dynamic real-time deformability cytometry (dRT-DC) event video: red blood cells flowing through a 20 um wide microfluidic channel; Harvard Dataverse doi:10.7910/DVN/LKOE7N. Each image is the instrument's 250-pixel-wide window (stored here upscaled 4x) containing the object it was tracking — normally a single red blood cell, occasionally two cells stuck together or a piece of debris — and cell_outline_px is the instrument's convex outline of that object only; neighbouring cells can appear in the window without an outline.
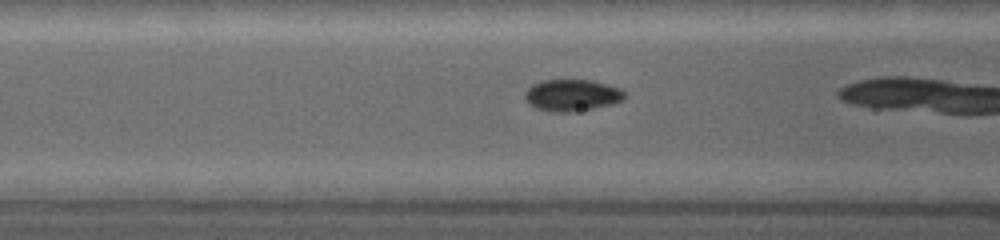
{"species": "common noctule bat (a hibernating species)", "species_latin": "Nyctalus noctula", "temperature_condition": "warm", "stored_images_in_passage": 9, "camera_frame_rate_fps": 5000, "um_per_image_px": 0.085, "animal": {"sex": "female", "body_mass_g": 19.0, "forearm_length_mm": 53.3}, "frame": {"image": 1, "passage_image": 6, "time_ms": 2.0, "image_size_px": [1000, 240], "cell_outline_px": [[624, 100], [612, 104], [572, 112], [548, 112], [536, 108], [528, 104], [524, 100], [524, 92], [532, 84], [544, 80], [592, 80], [620, 88], [624, 92]], "centroid_in_image_um": [48.57, 8.1], "position_along_channel_um": 118.0, "area_um2": 18.55}}